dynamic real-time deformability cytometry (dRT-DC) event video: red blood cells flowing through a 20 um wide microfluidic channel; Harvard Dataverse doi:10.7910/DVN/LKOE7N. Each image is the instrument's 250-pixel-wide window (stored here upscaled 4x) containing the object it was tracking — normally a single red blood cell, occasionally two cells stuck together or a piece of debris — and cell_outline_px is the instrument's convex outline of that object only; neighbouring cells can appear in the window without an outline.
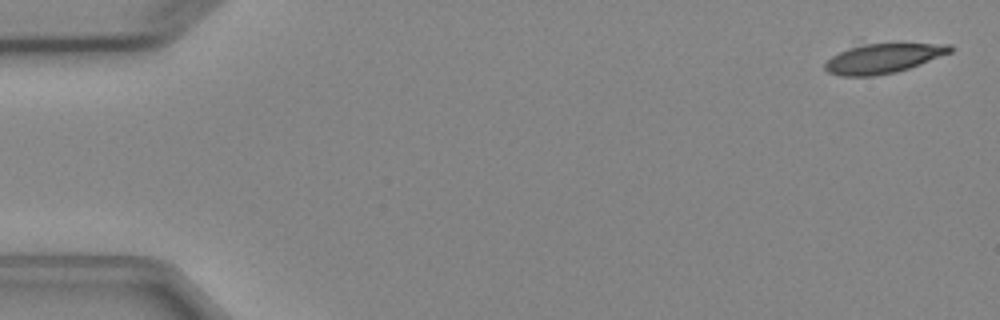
{"species": "Egyptian fruit bat (a non-hibernating species)", "species_latin": "Rousettus aegyptiacus", "temperature_condition": "cold", "stored_images_in_passage": 6, "camera_frame_rate_fps": 3000, "um_per_image_px": 0.085, "animal": {"sex": "female"}, "frame": {"image": 1, "passage_image": 1, "time_ms": 0.0, "image_size_px": [1000, 320], "cell_outline_px": [[956, 48], [952, 52], [920, 64], [896, 72], [872, 76], [840, 76], [828, 72], [824, 68], [824, 64], [832, 56], [852, 40], [952, 44]], "centroid_in_image_um": [75.02, 4.86], "position_along_channel_um": 10.0, "area_um2": 23.41}}
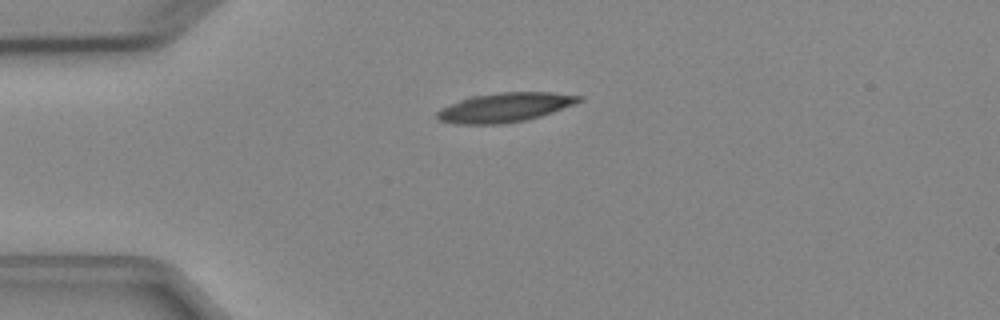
{"frame": {"image": 2, "passage_image": 4, "time_ms": 3.667, "image_size_px": [1000, 320], "cell_outline_px": [[584, 100], [552, 112], [540, 116], [524, 120], [500, 124], [456, 124], [440, 120], [436, 116], [436, 112], [440, 108], [460, 100], [472, 96], [500, 92], [552, 92], [584, 96]], "centroid_in_image_um": [42.92, 9.12], "position_along_channel_um": 42.1, "area_um2": 24.1}}
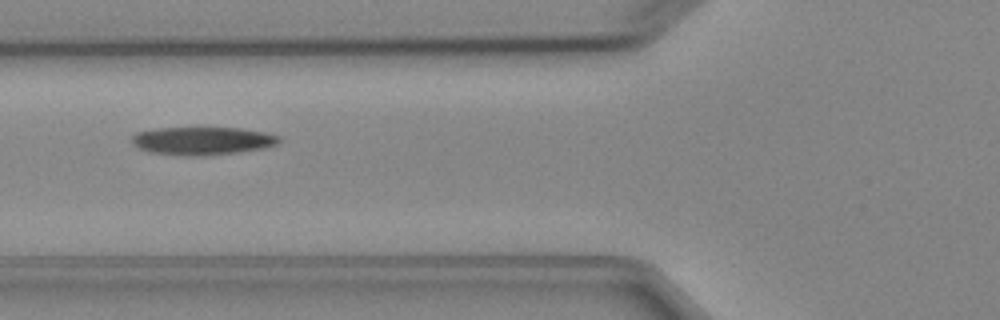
{"frame": {"image": 3, "passage_image": 6, "time_ms": 6.0, "image_size_px": [1000, 320], "cell_outline_px": [[280, 140], [276, 144], [264, 148], [240, 152], [204, 156], [184, 156], [148, 152], [132, 144], [132, 136], [136, 132], [156, 128], [240, 128], [264, 132], [280, 136]], "centroid_in_image_um": [17.18, 11.98], "position_along_channel_um": 108.6, "area_um2": 24.16}}